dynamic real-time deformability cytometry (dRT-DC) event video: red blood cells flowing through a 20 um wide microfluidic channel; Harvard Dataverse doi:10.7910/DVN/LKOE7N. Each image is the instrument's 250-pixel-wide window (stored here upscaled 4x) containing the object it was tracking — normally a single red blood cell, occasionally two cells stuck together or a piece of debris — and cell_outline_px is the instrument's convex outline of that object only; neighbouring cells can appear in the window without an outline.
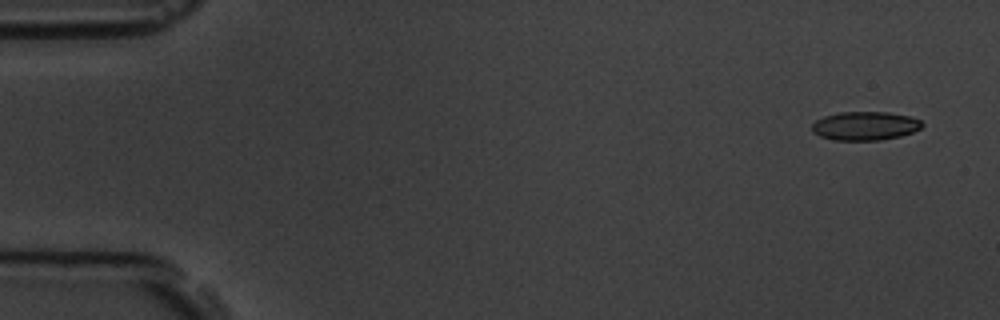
{"species": "common noctule bat (a hibernating species)", "species_latin": "Nyctalus noctula", "temperature_condition": "room temperature", "stored_images_in_passage": 5, "camera_frame_rate_fps": 3000, "um_per_image_px": 0.085, "animal": {"sex": "male", "body_mass_g": 19.5, "forearm_length_mm": 54.6}, "frame": {"image": 1, "passage_image": 1, "time_ms": 0.0, "image_size_px": [1000, 320], "cell_outline_px": [[924, 124], [920, 128], [912, 132], [900, 136], [880, 140], [836, 140], [820, 136], [812, 132], [812, 124], [816, 120], [824, 116], [840, 112], [888, 112], [908, 116], [920, 120]], "centroid_in_image_um": [73.51, 10.7], "position_along_channel_um": 11.5, "area_um2": 18.32}}
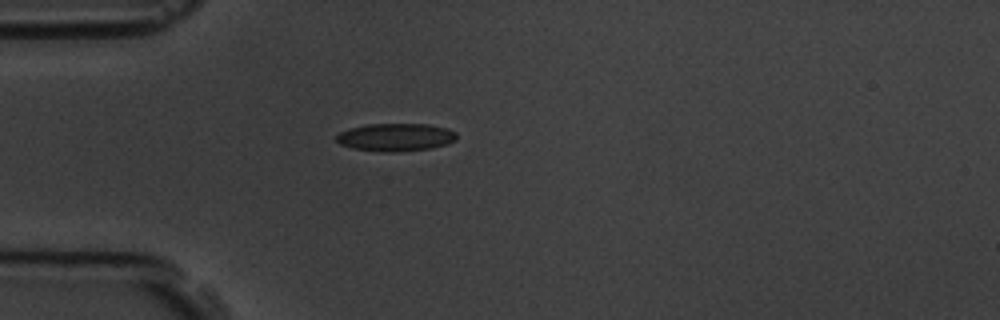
{"frame": {"image": 2, "passage_image": 4, "time_ms": 4.333, "image_size_px": [1000, 320], "cell_outline_px": [[456, 140], [448, 144], [432, 148], [396, 152], [384, 152], [352, 148], [340, 144], [336, 140], [336, 136], [340, 132], [348, 128], [368, 124], [428, 124], [448, 128], [456, 132]], "centroid_in_image_um": [33.65, 11.66], "position_along_channel_um": 51.4, "area_um2": 19.65}}